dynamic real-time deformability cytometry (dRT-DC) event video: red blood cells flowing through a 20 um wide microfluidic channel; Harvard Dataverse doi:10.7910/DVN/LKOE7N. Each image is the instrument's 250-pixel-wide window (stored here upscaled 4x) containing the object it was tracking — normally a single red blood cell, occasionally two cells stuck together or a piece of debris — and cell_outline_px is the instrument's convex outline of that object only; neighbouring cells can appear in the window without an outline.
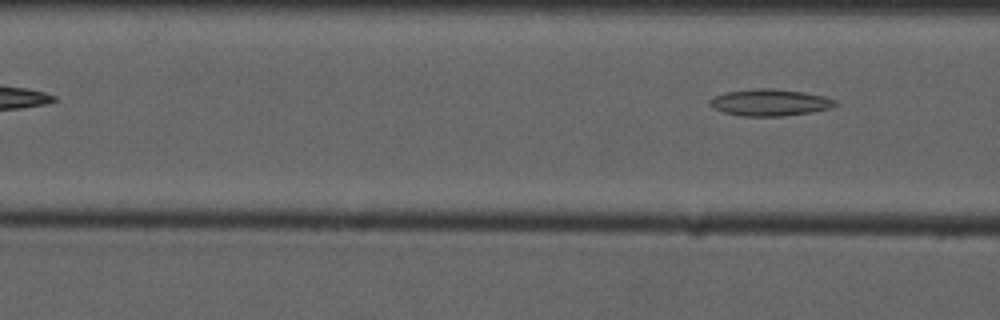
{"species": "common noctule bat (a hibernating species)", "species_latin": "Nyctalus noctula", "temperature_condition": "cold", "stored_images_in_passage": 5, "camera_frame_rate_fps": 3000, "um_per_image_px": 0.085, "animal": {"sex": "male", "forearm_length_mm": 52.5}, "frame": {"image": 1, "passage_image": 5, "time_ms": 5.0, "image_size_px": [1000, 320], "cell_outline_px": [[836, 104], [832, 108], [808, 112], [780, 116], [744, 116], [724, 112], [708, 104], [708, 100], [716, 96], [728, 92], [752, 88], [772, 88], [804, 92], [824, 96], [836, 100]], "centroid_in_image_um": [65.45, 8.7], "position_along_channel_um": 101.2, "area_um2": 19.31}}